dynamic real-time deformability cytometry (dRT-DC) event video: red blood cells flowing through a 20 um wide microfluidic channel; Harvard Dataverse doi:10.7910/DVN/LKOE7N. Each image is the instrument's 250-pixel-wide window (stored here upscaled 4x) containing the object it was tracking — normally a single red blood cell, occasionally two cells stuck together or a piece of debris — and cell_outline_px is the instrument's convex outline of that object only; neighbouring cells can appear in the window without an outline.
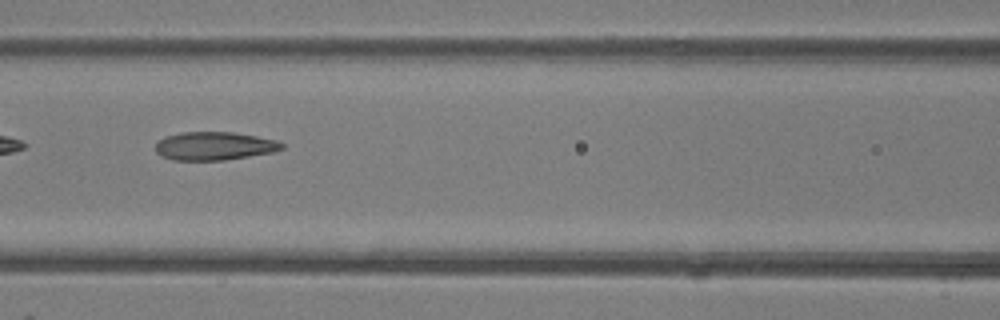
{"species": "common noctule bat (a hibernating species)", "species_latin": "Nyctalus noctula", "temperature_condition": "room temperature", "stored_images_in_passage": 46, "camera_frame_rate_fps": 3000, "um_per_image_px": 0.085, "animal": {"sex": "female"}, "frame": {"image": 1, "passage_image": 20, "time_ms": 6.333, "image_size_px": [1000, 320], "cell_outline_px": [[284, 148], [272, 152], [224, 160], [172, 160], [160, 156], [156, 152], [156, 144], [164, 136], [184, 132], [232, 132], [256, 136], [276, 140], [284, 144]], "centroid_in_image_um": [18.2, 12.41], "position_along_channel_um": 148.4, "area_um2": 20.75}, "authors_computed_cell_mechanics": {"area_um2": 22.7443, "velocity_mm_per_s": 4.4739, "shape_relaxation_time_tau1_ms": 5.422, "shape_relaxation_time_tau2_ms": 1.2765, "deformation_change_tau1": 0.2259, "deformation_change_tau2": 0.0998}}